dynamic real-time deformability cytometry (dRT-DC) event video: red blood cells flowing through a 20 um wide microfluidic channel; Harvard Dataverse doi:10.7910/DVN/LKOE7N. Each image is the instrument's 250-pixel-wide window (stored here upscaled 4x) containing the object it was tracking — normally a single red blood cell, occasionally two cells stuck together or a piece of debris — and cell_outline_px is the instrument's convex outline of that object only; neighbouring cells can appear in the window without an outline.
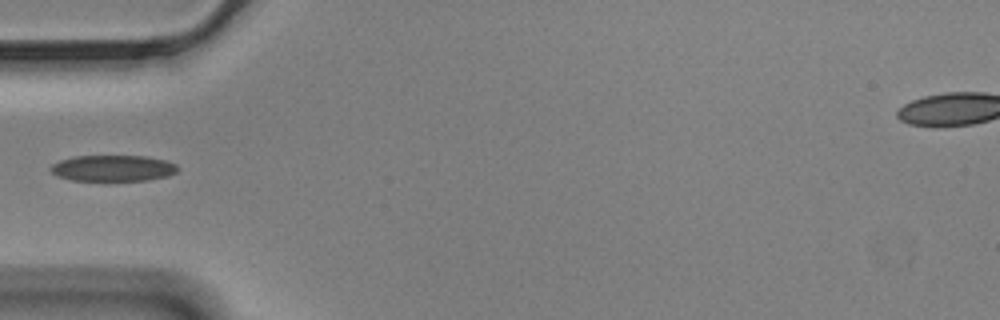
{"species": "Egyptian fruit bat (a non-hibernating species)", "species_latin": "Rousettus aegyptiacus", "temperature_condition": "cold", "stored_images_in_passage": 40, "camera_frame_rate_fps": 3000, "um_per_image_px": 0.085, "animal": {"sex": "male"}, "frame": {"image": 1, "passage_image": 1, "time_ms": 0.0, "image_size_px": [1000, 320], "cell_outline_px": [[180, 168], [176, 172], [168, 176], [148, 180], [104, 184], [72, 180], [56, 176], [48, 168], [52, 164], [60, 160], [76, 156], [148, 156], [164, 160], [176, 164]], "centroid_in_image_um": [9.58, 14.35], "position_along_channel_um": 75.4, "area_um2": 20.46}}
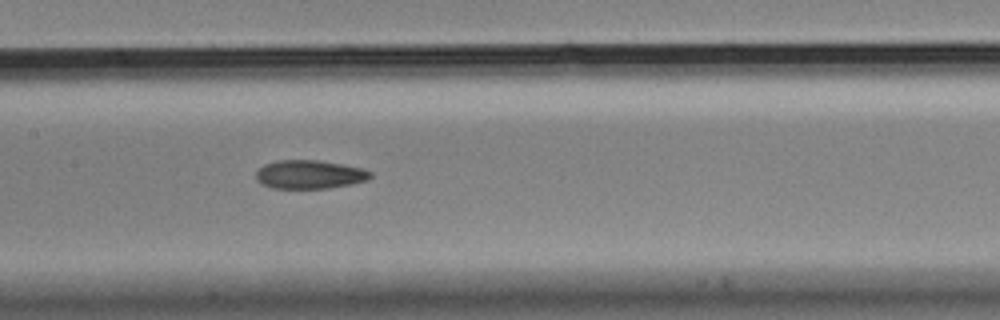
{"frame": {"image": 2, "passage_image": 10, "time_ms": 3.0, "image_size_px": [1000, 320], "cell_outline_px": [[372, 176], [368, 180], [352, 184], [328, 188], [272, 188], [260, 184], [256, 180], [256, 172], [264, 164], [276, 160], [316, 160], [344, 164], [360, 168], [372, 172]], "centroid_in_image_um": [26.3, 14.83], "position_along_channel_um": 181.1, "area_um2": 19.19}}
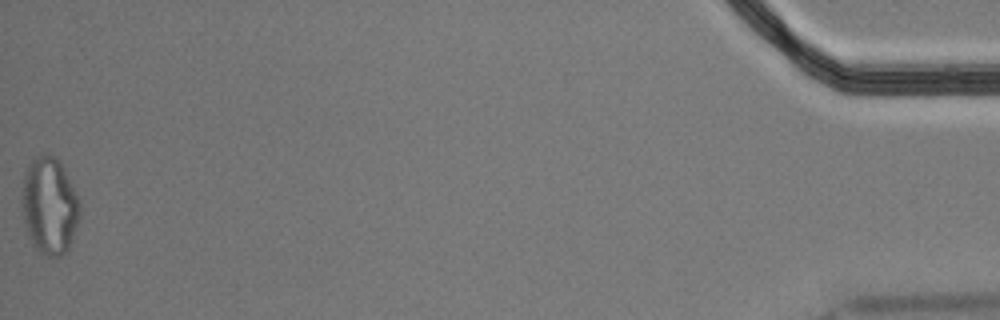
{"frame": {"image": 3, "passage_image": 40, "time_ms": 13.0, "image_size_px": [1000, 320], "cell_outline_px": [[80, 220], [72, 240], [68, 248], [60, 256], [48, 256], [40, 252], [32, 244], [28, 236], [24, 224], [20, 204], [20, 200], [24, 172], [28, 164], [36, 156], [44, 152], [48, 152], [56, 156], [64, 168], [80, 200]], "centroid_in_image_um": [4.19, 17.45], "position_along_channel_um": 431.0, "area_um2": 33.58}}